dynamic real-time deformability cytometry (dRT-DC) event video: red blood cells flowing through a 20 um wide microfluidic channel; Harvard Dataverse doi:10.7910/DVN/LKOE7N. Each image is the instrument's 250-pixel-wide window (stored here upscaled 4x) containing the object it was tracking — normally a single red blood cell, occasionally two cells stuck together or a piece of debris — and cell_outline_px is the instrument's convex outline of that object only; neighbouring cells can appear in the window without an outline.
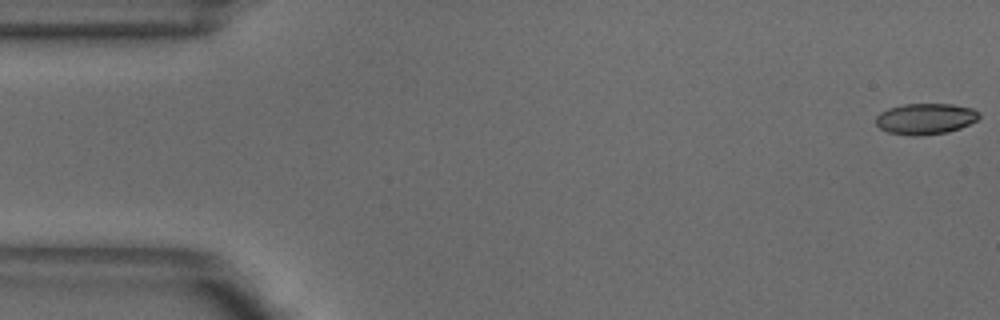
{"species": "common noctule bat (a hibernating species)", "species_latin": "Nyctalus noctula", "temperature_condition": "warm", "stored_images_in_passage": 52, "camera_frame_rate_fps": 3000, "um_per_image_px": 0.085, "animal": {"sex": "male", "body_mass_g": 18.8}, "frame": {"image": 1, "passage_image": 1, "time_ms": 0.0, "image_size_px": [1000, 320], "cell_outline_px": [[980, 116], [976, 120], [960, 128], [948, 132], [920, 136], [912, 136], [888, 132], [880, 128], [876, 124], [876, 116], [880, 112], [888, 108], [904, 104], [952, 104], [972, 108], [980, 112]], "centroid_in_image_um": [78.65, 10.1], "position_along_channel_um": 6.3, "area_um2": 18.73}}
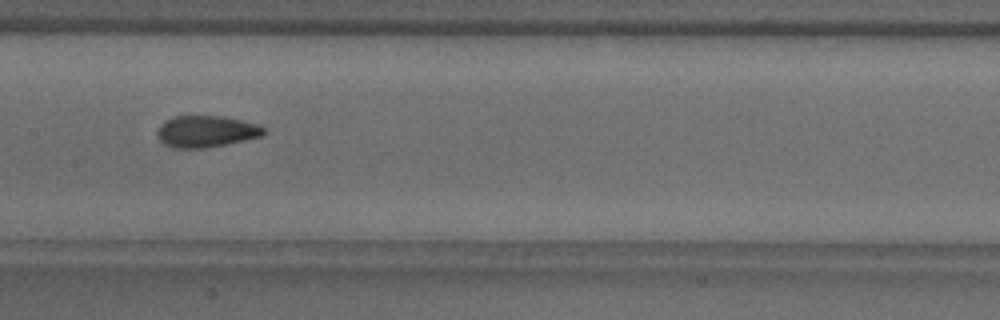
{"frame": {"image": 2, "passage_image": 25, "time_ms": 8.0, "image_size_px": [1000, 320], "cell_outline_px": [[268, 132], [264, 136], [204, 148], [172, 148], [164, 144], [160, 140], [156, 132], [160, 124], [164, 120], [172, 116], [220, 116], [240, 120], [256, 124], [268, 128]], "centroid_in_image_um": [17.53, 11.17], "position_along_channel_um": 189.9, "area_um2": 19.77}}
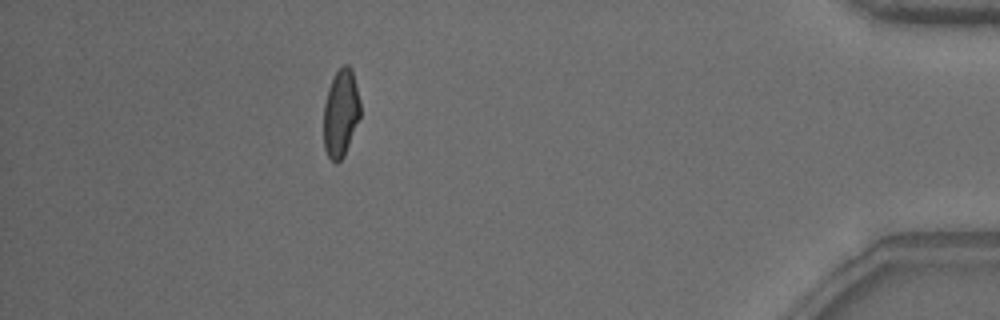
{"frame": {"image": 3, "passage_image": 46, "time_ms": 15.0, "image_size_px": [1000, 320], "cell_outline_px": [[360, 116], [344, 156], [336, 164], [328, 156], [324, 148], [324, 104], [328, 88], [336, 72], [344, 64], [348, 64], [352, 68], [360, 100]], "centroid_in_image_um": [28.97, 9.6], "position_along_channel_um": 406.2, "area_um2": 18.67}, "authors_computed_cell_mechanics": {"area_um2": 19.1896, "velocity_mm_per_s": 3.8872, "shape_relaxation_time_tau1_ms": null, "shape_relaxation_time_tau2_ms": 1.5658, "deformation_change_tau1": null, "deformation_change_tau2": 0.0835}}